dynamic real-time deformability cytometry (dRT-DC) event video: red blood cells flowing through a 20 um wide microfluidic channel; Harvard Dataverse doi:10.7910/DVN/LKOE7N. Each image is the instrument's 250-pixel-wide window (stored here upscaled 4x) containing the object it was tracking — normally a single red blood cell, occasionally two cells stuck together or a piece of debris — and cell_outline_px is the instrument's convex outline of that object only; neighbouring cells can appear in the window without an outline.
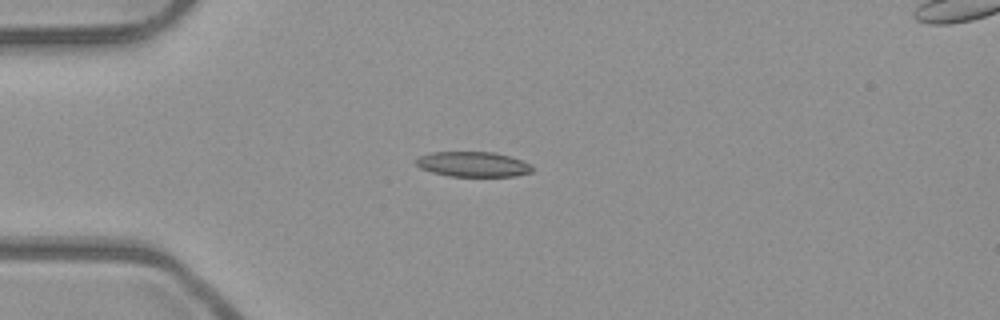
{"species": "common noctule bat (a hibernating species)", "species_latin": "Nyctalus noctula", "temperature_condition": "room temperature", "stored_images_in_passage": 39, "camera_frame_rate_fps": 3000, "um_per_image_px": 0.085, "animal": {"sex": "male", "body_mass_g": 23.1, "forearm_length_mm": 52.7}, "frame": {"image": 1, "passage_image": 1, "time_ms": 0.0, "image_size_px": [1000, 320], "cell_outline_px": [[532, 172], [516, 176], [448, 176], [432, 172], [420, 168], [416, 164], [416, 160], [420, 156], [432, 152], [496, 152], [520, 160], [528, 164], [532, 168]], "centroid_in_image_um": [40.18, 13.96], "position_along_channel_um": 44.8, "area_um2": 16.82}}
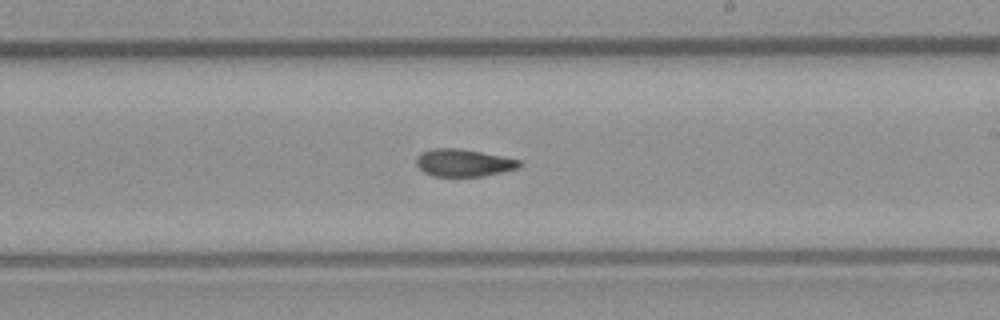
{"frame": {"image": 2, "passage_image": 18, "time_ms": 5.667, "image_size_px": [1000, 320], "cell_outline_px": [[524, 164], [520, 168], [504, 172], [484, 176], [432, 176], [424, 172], [416, 164], [416, 156], [432, 148], [460, 148], [520, 160]], "centroid_in_image_um": [39.43, 13.84], "position_along_channel_um": 249.6, "area_um2": 16.53}}
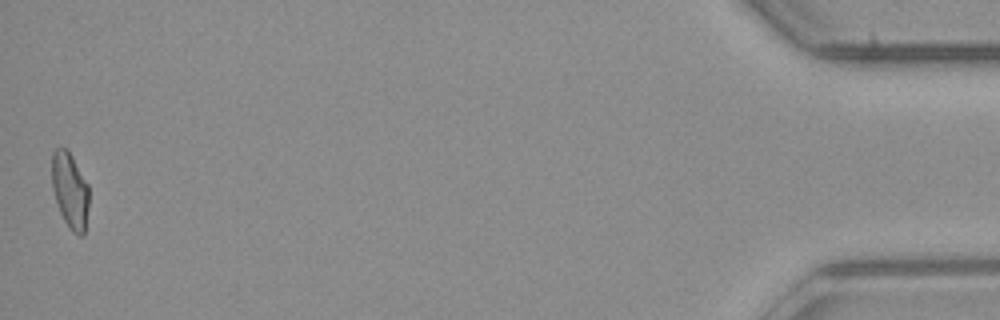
{"frame": {"image": 3, "passage_image": 39, "time_ms": 12.667, "image_size_px": [1000, 320], "cell_outline_px": [[88, 208], [84, 236], [80, 236], [72, 232], [64, 220], [60, 212], [52, 188], [52, 152], [56, 148], [64, 148], [72, 156], [88, 184]], "centroid_in_image_um": [5.95, 16.21], "position_along_channel_um": 429.2, "area_um2": 16.3}, "authors_computed_cell_mechanics": {"area_um2": 16.8198, "velocity_mm_per_s": 3.9724, "shape_relaxation_time_tau1_ms": null, "shape_relaxation_time_tau2_ms": 5.3413, "deformation_change_tau1": null, "deformation_change_tau2": 0.108}}